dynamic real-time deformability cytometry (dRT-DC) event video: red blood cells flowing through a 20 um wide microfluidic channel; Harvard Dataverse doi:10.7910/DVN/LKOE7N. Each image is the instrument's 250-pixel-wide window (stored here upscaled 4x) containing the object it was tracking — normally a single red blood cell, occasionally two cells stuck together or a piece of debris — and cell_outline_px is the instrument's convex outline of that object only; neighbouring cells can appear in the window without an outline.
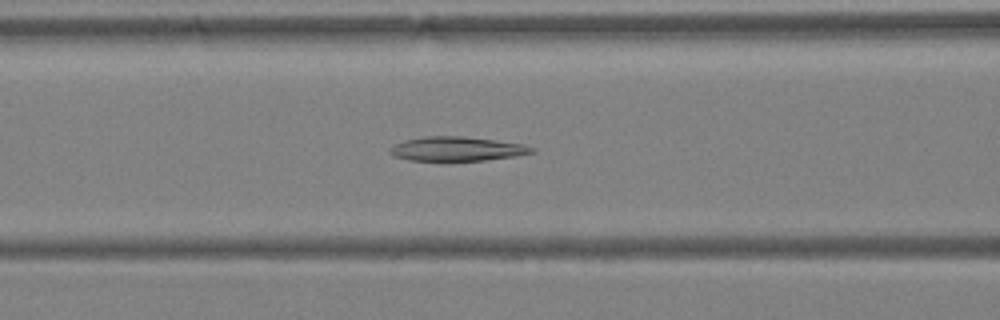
{"species": "Egyptian fruit bat (a non-hibernating species)", "species_latin": "Rousettus aegyptiacus", "temperature_condition": "warm", "stored_images_in_passage": 44, "camera_frame_rate_fps": 3000, "um_per_image_px": 0.085, "animal": {"sex": "female"}, "frame": {"image": 1, "passage_image": 18, "time_ms": 5.667, "image_size_px": [1000, 320], "cell_outline_px": [[536, 152], [516, 156], [484, 160], [408, 160], [396, 156], [388, 152], [396, 144], [404, 140], [424, 136], [464, 136], [496, 140], [524, 144], [536, 148]], "centroid_in_image_um": [38.9, 12.64], "position_along_channel_um": 127.7, "area_um2": 19.94}}
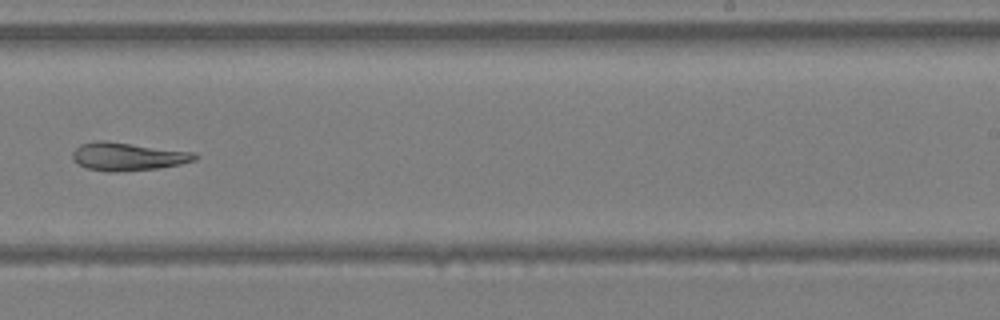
{"frame": {"image": 2, "passage_image": 28, "time_ms": 9.0, "image_size_px": [1000, 320], "cell_outline_px": [[200, 156], [196, 160], [180, 164], [160, 168], [112, 172], [108, 172], [88, 168], [76, 164], [72, 160], [72, 152], [80, 144], [96, 140], [104, 140], [196, 152]], "centroid_in_image_um": [10.87, 13.3], "position_along_channel_um": 278.1, "area_um2": 20.29}}
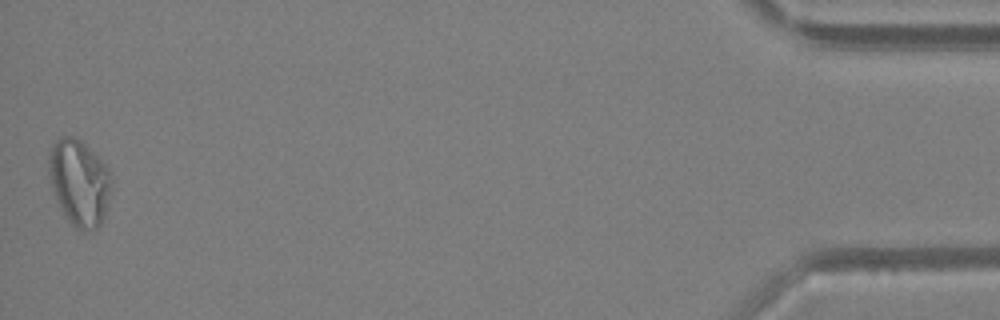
{"frame": {"image": 3, "passage_image": 44, "time_ms": 14.333, "image_size_px": [1000, 320], "cell_outline_px": [[112, 180], [108, 204], [104, 216], [100, 224], [96, 228], [76, 228], [68, 220], [60, 208], [52, 188], [48, 172], [48, 152], [52, 144], [60, 136], [72, 136], [80, 140], [108, 168], [112, 176]], "centroid_in_image_um": [6.72, 15.48], "position_along_channel_um": 428.5, "area_um2": 31.15}}